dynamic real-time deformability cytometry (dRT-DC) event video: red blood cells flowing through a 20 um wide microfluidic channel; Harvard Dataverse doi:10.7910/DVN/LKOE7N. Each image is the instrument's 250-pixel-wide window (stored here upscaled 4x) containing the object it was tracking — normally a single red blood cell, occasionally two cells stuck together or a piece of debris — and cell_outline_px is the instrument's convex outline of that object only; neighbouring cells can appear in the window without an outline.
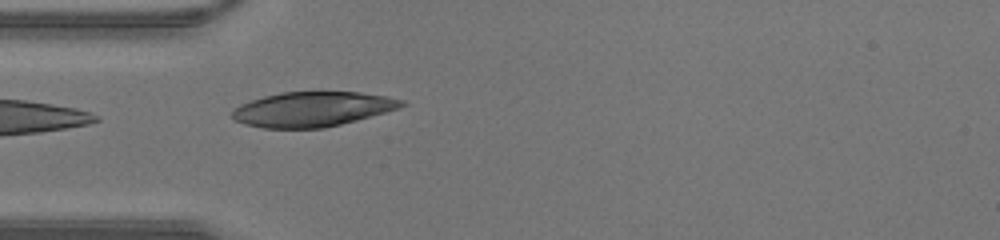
{"species": "human", "species_latin": "Homo sapiens", "temperature_condition": "warm", "stored_images_in_passage": 31, "camera_frame_rate_fps": 3000, "um_per_image_px": 0.085, "donor": {"sex": "male"}, "frame": {"image": 1, "passage_image": 1, "time_ms": 0.0, "image_size_px": [1000, 240], "cell_outline_px": [[408, 104], [400, 108], [356, 120], [324, 128], [264, 128], [244, 124], [236, 120], [232, 116], [232, 108], [240, 104], [264, 96], [280, 92], [360, 92], [384, 96], [404, 100]], "centroid_in_image_um": [26.55, 9.28], "position_along_channel_um": 58.5, "area_um2": 34.28}}
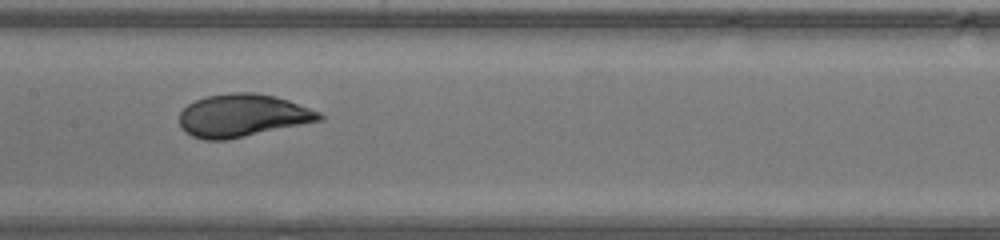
{"frame": {"image": 2, "passage_image": 9, "time_ms": 2.667, "image_size_px": [1000, 240], "cell_outline_px": [[324, 120], [228, 140], [204, 140], [192, 136], [184, 132], [180, 128], [180, 112], [188, 104], [204, 96], [232, 92], [256, 92], [276, 96], [288, 100], [320, 112], [324, 116]], "centroid_in_image_um": [20.61, 9.82], "position_along_channel_um": 186.8, "area_um2": 35.26}}
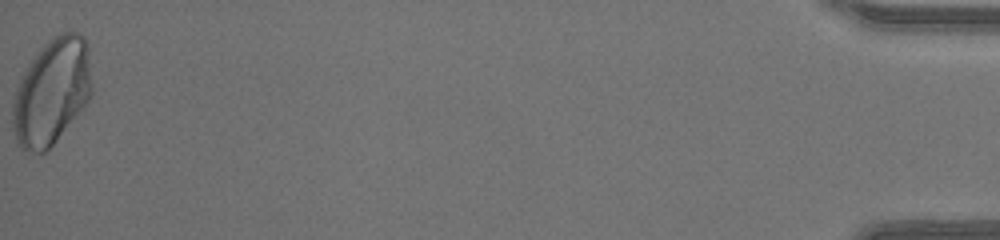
{"frame": {"image": 3, "passage_image": 31, "time_ms": 10.0, "image_size_px": [1000, 240], "cell_outline_px": [[92, 92], [88, 100], [56, 140], [44, 152], [36, 152], [20, 148], [16, 144], [12, 128], [12, 100], [20, 76], [40, 48], [52, 36], [60, 32], [80, 32], [84, 36], [88, 44], [92, 88]], "centroid_in_image_um": [4.37, 7.76], "position_along_channel_um": 430.8, "area_um2": 49.13}}